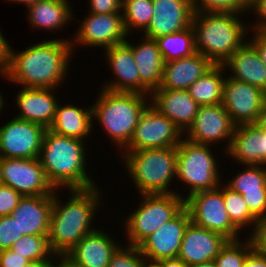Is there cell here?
Segmentation results:
<instances>
[{
    "label": "cell",
    "mask_w": 266,
    "mask_h": 267,
    "mask_svg": "<svg viewBox=\"0 0 266 267\" xmlns=\"http://www.w3.org/2000/svg\"><path fill=\"white\" fill-rule=\"evenodd\" d=\"M74 44L66 40H50L15 53L9 45L4 73L9 81L27 88H53L63 82Z\"/></svg>",
    "instance_id": "cell-1"
},
{
    "label": "cell",
    "mask_w": 266,
    "mask_h": 267,
    "mask_svg": "<svg viewBox=\"0 0 266 267\" xmlns=\"http://www.w3.org/2000/svg\"><path fill=\"white\" fill-rule=\"evenodd\" d=\"M72 197L60 205L53 194L48 242L55 255L67 254L83 237L93 232L91 222L99 203L98 188L70 189Z\"/></svg>",
    "instance_id": "cell-2"
},
{
    "label": "cell",
    "mask_w": 266,
    "mask_h": 267,
    "mask_svg": "<svg viewBox=\"0 0 266 267\" xmlns=\"http://www.w3.org/2000/svg\"><path fill=\"white\" fill-rule=\"evenodd\" d=\"M84 145L82 140L46 130L38 159L55 189L60 186L69 190L95 187L85 170Z\"/></svg>",
    "instance_id": "cell-3"
},
{
    "label": "cell",
    "mask_w": 266,
    "mask_h": 267,
    "mask_svg": "<svg viewBox=\"0 0 266 267\" xmlns=\"http://www.w3.org/2000/svg\"><path fill=\"white\" fill-rule=\"evenodd\" d=\"M237 15L218 12H194L193 14L195 49L214 65H222L246 43L243 42V38L247 29Z\"/></svg>",
    "instance_id": "cell-4"
},
{
    "label": "cell",
    "mask_w": 266,
    "mask_h": 267,
    "mask_svg": "<svg viewBox=\"0 0 266 267\" xmlns=\"http://www.w3.org/2000/svg\"><path fill=\"white\" fill-rule=\"evenodd\" d=\"M101 91L92 107L93 117L99 120L115 144L125 149L133 137L140 115L148 106L149 102H145L147 95Z\"/></svg>",
    "instance_id": "cell-5"
},
{
    "label": "cell",
    "mask_w": 266,
    "mask_h": 267,
    "mask_svg": "<svg viewBox=\"0 0 266 267\" xmlns=\"http://www.w3.org/2000/svg\"><path fill=\"white\" fill-rule=\"evenodd\" d=\"M127 172L141 194L176 193L168 189L176 176L177 147L143 149L122 153ZM169 190V191H168Z\"/></svg>",
    "instance_id": "cell-6"
},
{
    "label": "cell",
    "mask_w": 266,
    "mask_h": 267,
    "mask_svg": "<svg viewBox=\"0 0 266 267\" xmlns=\"http://www.w3.org/2000/svg\"><path fill=\"white\" fill-rule=\"evenodd\" d=\"M140 195L143 196L140 207L125 223L129 244L137 247L185 207V199L178 193Z\"/></svg>",
    "instance_id": "cell-7"
},
{
    "label": "cell",
    "mask_w": 266,
    "mask_h": 267,
    "mask_svg": "<svg viewBox=\"0 0 266 267\" xmlns=\"http://www.w3.org/2000/svg\"><path fill=\"white\" fill-rule=\"evenodd\" d=\"M208 145L182 139L177 146L176 178L191 187L187 196L220 186L218 166Z\"/></svg>",
    "instance_id": "cell-8"
},
{
    "label": "cell",
    "mask_w": 266,
    "mask_h": 267,
    "mask_svg": "<svg viewBox=\"0 0 266 267\" xmlns=\"http://www.w3.org/2000/svg\"><path fill=\"white\" fill-rule=\"evenodd\" d=\"M199 191L186 197L185 207L191 221L198 226L222 234L228 240H239L238 228L231 222L226 212L223 190Z\"/></svg>",
    "instance_id": "cell-9"
},
{
    "label": "cell",
    "mask_w": 266,
    "mask_h": 267,
    "mask_svg": "<svg viewBox=\"0 0 266 267\" xmlns=\"http://www.w3.org/2000/svg\"><path fill=\"white\" fill-rule=\"evenodd\" d=\"M0 183L23 197L53 195L56 190L38 158H0Z\"/></svg>",
    "instance_id": "cell-10"
},
{
    "label": "cell",
    "mask_w": 266,
    "mask_h": 267,
    "mask_svg": "<svg viewBox=\"0 0 266 267\" xmlns=\"http://www.w3.org/2000/svg\"><path fill=\"white\" fill-rule=\"evenodd\" d=\"M179 128L150 103L140 115L133 137L125 152L177 147L182 140Z\"/></svg>",
    "instance_id": "cell-11"
},
{
    "label": "cell",
    "mask_w": 266,
    "mask_h": 267,
    "mask_svg": "<svg viewBox=\"0 0 266 267\" xmlns=\"http://www.w3.org/2000/svg\"><path fill=\"white\" fill-rule=\"evenodd\" d=\"M46 128L13 118L0 127V158H38Z\"/></svg>",
    "instance_id": "cell-12"
},
{
    "label": "cell",
    "mask_w": 266,
    "mask_h": 267,
    "mask_svg": "<svg viewBox=\"0 0 266 267\" xmlns=\"http://www.w3.org/2000/svg\"><path fill=\"white\" fill-rule=\"evenodd\" d=\"M265 104L266 93L260 88L231 77L225 79L222 105L236 126L256 123Z\"/></svg>",
    "instance_id": "cell-13"
},
{
    "label": "cell",
    "mask_w": 266,
    "mask_h": 267,
    "mask_svg": "<svg viewBox=\"0 0 266 267\" xmlns=\"http://www.w3.org/2000/svg\"><path fill=\"white\" fill-rule=\"evenodd\" d=\"M190 222L189 211L184 207L138 246L151 266L159 260L178 257L184 231Z\"/></svg>",
    "instance_id": "cell-14"
},
{
    "label": "cell",
    "mask_w": 266,
    "mask_h": 267,
    "mask_svg": "<svg viewBox=\"0 0 266 267\" xmlns=\"http://www.w3.org/2000/svg\"><path fill=\"white\" fill-rule=\"evenodd\" d=\"M235 127L222 103L199 106L193 124L186 131L189 135L186 139L193 143L210 145L229 138L226 147L228 150Z\"/></svg>",
    "instance_id": "cell-15"
},
{
    "label": "cell",
    "mask_w": 266,
    "mask_h": 267,
    "mask_svg": "<svg viewBox=\"0 0 266 267\" xmlns=\"http://www.w3.org/2000/svg\"><path fill=\"white\" fill-rule=\"evenodd\" d=\"M75 41L80 44L104 47L126 41L127 31L124 26L122 13L95 14L85 17L80 29L78 28Z\"/></svg>",
    "instance_id": "cell-16"
},
{
    "label": "cell",
    "mask_w": 266,
    "mask_h": 267,
    "mask_svg": "<svg viewBox=\"0 0 266 267\" xmlns=\"http://www.w3.org/2000/svg\"><path fill=\"white\" fill-rule=\"evenodd\" d=\"M154 15L144 35L156 39L182 31L192 25L194 9L191 0H152Z\"/></svg>",
    "instance_id": "cell-17"
},
{
    "label": "cell",
    "mask_w": 266,
    "mask_h": 267,
    "mask_svg": "<svg viewBox=\"0 0 266 267\" xmlns=\"http://www.w3.org/2000/svg\"><path fill=\"white\" fill-rule=\"evenodd\" d=\"M227 241L222 234L191 221L184 231L178 258L188 266L214 260Z\"/></svg>",
    "instance_id": "cell-18"
},
{
    "label": "cell",
    "mask_w": 266,
    "mask_h": 267,
    "mask_svg": "<svg viewBox=\"0 0 266 267\" xmlns=\"http://www.w3.org/2000/svg\"><path fill=\"white\" fill-rule=\"evenodd\" d=\"M151 96V105L167 116L182 133L193 124L199 105L188 90L157 88L151 92Z\"/></svg>",
    "instance_id": "cell-19"
},
{
    "label": "cell",
    "mask_w": 266,
    "mask_h": 267,
    "mask_svg": "<svg viewBox=\"0 0 266 267\" xmlns=\"http://www.w3.org/2000/svg\"><path fill=\"white\" fill-rule=\"evenodd\" d=\"M53 195L22 197L10 216L23 235H48Z\"/></svg>",
    "instance_id": "cell-20"
},
{
    "label": "cell",
    "mask_w": 266,
    "mask_h": 267,
    "mask_svg": "<svg viewBox=\"0 0 266 267\" xmlns=\"http://www.w3.org/2000/svg\"><path fill=\"white\" fill-rule=\"evenodd\" d=\"M109 66L117 80L106 84L105 90L141 94V78L133 57L132 48L125 41L106 48Z\"/></svg>",
    "instance_id": "cell-21"
},
{
    "label": "cell",
    "mask_w": 266,
    "mask_h": 267,
    "mask_svg": "<svg viewBox=\"0 0 266 267\" xmlns=\"http://www.w3.org/2000/svg\"><path fill=\"white\" fill-rule=\"evenodd\" d=\"M226 154L237 159L241 164L266 165L265 132L255 123L235 127L231 144Z\"/></svg>",
    "instance_id": "cell-22"
},
{
    "label": "cell",
    "mask_w": 266,
    "mask_h": 267,
    "mask_svg": "<svg viewBox=\"0 0 266 267\" xmlns=\"http://www.w3.org/2000/svg\"><path fill=\"white\" fill-rule=\"evenodd\" d=\"M214 64L200 52L164 63L160 89L188 90Z\"/></svg>",
    "instance_id": "cell-23"
},
{
    "label": "cell",
    "mask_w": 266,
    "mask_h": 267,
    "mask_svg": "<svg viewBox=\"0 0 266 267\" xmlns=\"http://www.w3.org/2000/svg\"><path fill=\"white\" fill-rule=\"evenodd\" d=\"M52 89L24 87L19 91L16 100L21 112L16 118L37 123L49 129L58 104L51 92Z\"/></svg>",
    "instance_id": "cell-24"
},
{
    "label": "cell",
    "mask_w": 266,
    "mask_h": 267,
    "mask_svg": "<svg viewBox=\"0 0 266 267\" xmlns=\"http://www.w3.org/2000/svg\"><path fill=\"white\" fill-rule=\"evenodd\" d=\"M119 246L102 230H94L83 237L67 255L82 267H108L112 254Z\"/></svg>",
    "instance_id": "cell-25"
},
{
    "label": "cell",
    "mask_w": 266,
    "mask_h": 267,
    "mask_svg": "<svg viewBox=\"0 0 266 267\" xmlns=\"http://www.w3.org/2000/svg\"><path fill=\"white\" fill-rule=\"evenodd\" d=\"M139 45H130L141 78V94L146 95L160 87L164 70V59L155 39L144 37Z\"/></svg>",
    "instance_id": "cell-26"
},
{
    "label": "cell",
    "mask_w": 266,
    "mask_h": 267,
    "mask_svg": "<svg viewBox=\"0 0 266 267\" xmlns=\"http://www.w3.org/2000/svg\"><path fill=\"white\" fill-rule=\"evenodd\" d=\"M222 65L232 70L234 75L231 78L258 87L266 93V65L251 43L246 42L238 48Z\"/></svg>",
    "instance_id": "cell-27"
},
{
    "label": "cell",
    "mask_w": 266,
    "mask_h": 267,
    "mask_svg": "<svg viewBox=\"0 0 266 267\" xmlns=\"http://www.w3.org/2000/svg\"><path fill=\"white\" fill-rule=\"evenodd\" d=\"M92 118V107L89 110H84L69 104L61 106L58 103L55 117L49 130L58 135L84 141V137L91 132Z\"/></svg>",
    "instance_id": "cell-28"
},
{
    "label": "cell",
    "mask_w": 266,
    "mask_h": 267,
    "mask_svg": "<svg viewBox=\"0 0 266 267\" xmlns=\"http://www.w3.org/2000/svg\"><path fill=\"white\" fill-rule=\"evenodd\" d=\"M68 5V0H38L27 7V16L33 27L59 29L72 18Z\"/></svg>",
    "instance_id": "cell-29"
},
{
    "label": "cell",
    "mask_w": 266,
    "mask_h": 267,
    "mask_svg": "<svg viewBox=\"0 0 266 267\" xmlns=\"http://www.w3.org/2000/svg\"><path fill=\"white\" fill-rule=\"evenodd\" d=\"M224 68L223 65H214L188 88L190 96L199 106L222 103L225 79L221 72Z\"/></svg>",
    "instance_id": "cell-30"
},
{
    "label": "cell",
    "mask_w": 266,
    "mask_h": 267,
    "mask_svg": "<svg viewBox=\"0 0 266 267\" xmlns=\"http://www.w3.org/2000/svg\"><path fill=\"white\" fill-rule=\"evenodd\" d=\"M164 62L178 60L194 54L195 32L192 25L182 31L175 32L155 39Z\"/></svg>",
    "instance_id": "cell-31"
},
{
    "label": "cell",
    "mask_w": 266,
    "mask_h": 267,
    "mask_svg": "<svg viewBox=\"0 0 266 267\" xmlns=\"http://www.w3.org/2000/svg\"><path fill=\"white\" fill-rule=\"evenodd\" d=\"M223 199L226 212L229 215L231 222L239 229L249 223L254 226V232L250 236H254L258 230L260 222L250 213L246 201L243 196L227 186L223 188Z\"/></svg>",
    "instance_id": "cell-32"
},
{
    "label": "cell",
    "mask_w": 266,
    "mask_h": 267,
    "mask_svg": "<svg viewBox=\"0 0 266 267\" xmlns=\"http://www.w3.org/2000/svg\"><path fill=\"white\" fill-rule=\"evenodd\" d=\"M122 8L127 34L131 31V28H143L144 31L148 28L154 15L152 0H122Z\"/></svg>",
    "instance_id": "cell-33"
},
{
    "label": "cell",
    "mask_w": 266,
    "mask_h": 267,
    "mask_svg": "<svg viewBox=\"0 0 266 267\" xmlns=\"http://www.w3.org/2000/svg\"><path fill=\"white\" fill-rule=\"evenodd\" d=\"M10 249L29 261L50 259V255L57 256L49 246L48 235H24Z\"/></svg>",
    "instance_id": "cell-34"
},
{
    "label": "cell",
    "mask_w": 266,
    "mask_h": 267,
    "mask_svg": "<svg viewBox=\"0 0 266 267\" xmlns=\"http://www.w3.org/2000/svg\"><path fill=\"white\" fill-rule=\"evenodd\" d=\"M261 167L247 165L248 169L237 174L226 186L241 195L246 192L266 191V168Z\"/></svg>",
    "instance_id": "cell-35"
},
{
    "label": "cell",
    "mask_w": 266,
    "mask_h": 267,
    "mask_svg": "<svg viewBox=\"0 0 266 267\" xmlns=\"http://www.w3.org/2000/svg\"><path fill=\"white\" fill-rule=\"evenodd\" d=\"M243 244L240 240H228L215 257L216 267H243L246 256L256 247L253 236Z\"/></svg>",
    "instance_id": "cell-36"
},
{
    "label": "cell",
    "mask_w": 266,
    "mask_h": 267,
    "mask_svg": "<svg viewBox=\"0 0 266 267\" xmlns=\"http://www.w3.org/2000/svg\"><path fill=\"white\" fill-rule=\"evenodd\" d=\"M194 12L240 13L249 8L241 0H191Z\"/></svg>",
    "instance_id": "cell-37"
},
{
    "label": "cell",
    "mask_w": 266,
    "mask_h": 267,
    "mask_svg": "<svg viewBox=\"0 0 266 267\" xmlns=\"http://www.w3.org/2000/svg\"><path fill=\"white\" fill-rule=\"evenodd\" d=\"M128 248L124 249L118 247L110 258L108 267H151L146 262L139 247L128 245Z\"/></svg>",
    "instance_id": "cell-38"
},
{
    "label": "cell",
    "mask_w": 266,
    "mask_h": 267,
    "mask_svg": "<svg viewBox=\"0 0 266 267\" xmlns=\"http://www.w3.org/2000/svg\"><path fill=\"white\" fill-rule=\"evenodd\" d=\"M24 235L10 215L0 216V251L8 250Z\"/></svg>",
    "instance_id": "cell-39"
},
{
    "label": "cell",
    "mask_w": 266,
    "mask_h": 267,
    "mask_svg": "<svg viewBox=\"0 0 266 267\" xmlns=\"http://www.w3.org/2000/svg\"><path fill=\"white\" fill-rule=\"evenodd\" d=\"M250 213L259 221L266 220V191L242 194Z\"/></svg>",
    "instance_id": "cell-40"
},
{
    "label": "cell",
    "mask_w": 266,
    "mask_h": 267,
    "mask_svg": "<svg viewBox=\"0 0 266 267\" xmlns=\"http://www.w3.org/2000/svg\"><path fill=\"white\" fill-rule=\"evenodd\" d=\"M20 195L8 185L0 183V216H8L17 207L20 200Z\"/></svg>",
    "instance_id": "cell-41"
},
{
    "label": "cell",
    "mask_w": 266,
    "mask_h": 267,
    "mask_svg": "<svg viewBox=\"0 0 266 267\" xmlns=\"http://www.w3.org/2000/svg\"><path fill=\"white\" fill-rule=\"evenodd\" d=\"M89 6L95 14L121 13L122 0H90Z\"/></svg>",
    "instance_id": "cell-42"
},
{
    "label": "cell",
    "mask_w": 266,
    "mask_h": 267,
    "mask_svg": "<svg viewBox=\"0 0 266 267\" xmlns=\"http://www.w3.org/2000/svg\"><path fill=\"white\" fill-rule=\"evenodd\" d=\"M29 260L11 249L0 251V267H25Z\"/></svg>",
    "instance_id": "cell-43"
},
{
    "label": "cell",
    "mask_w": 266,
    "mask_h": 267,
    "mask_svg": "<svg viewBox=\"0 0 266 267\" xmlns=\"http://www.w3.org/2000/svg\"><path fill=\"white\" fill-rule=\"evenodd\" d=\"M255 9L254 13L259 14V18L262 19L256 25L252 26L255 31L266 32V0H256L249 9Z\"/></svg>",
    "instance_id": "cell-44"
},
{
    "label": "cell",
    "mask_w": 266,
    "mask_h": 267,
    "mask_svg": "<svg viewBox=\"0 0 266 267\" xmlns=\"http://www.w3.org/2000/svg\"><path fill=\"white\" fill-rule=\"evenodd\" d=\"M243 267H266V254L256 246L246 256Z\"/></svg>",
    "instance_id": "cell-45"
},
{
    "label": "cell",
    "mask_w": 266,
    "mask_h": 267,
    "mask_svg": "<svg viewBox=\"0 0 266 267\" xmlns=\"http://www.w3.org/2000/svg\"><path fill=\"white\" fill-rule=\"evenodd\" d=\"M254 37L249 41L258 51L262 62L266 65V32L253 31Z\"/></svg>",
    "instance_id": "cell-46"
},
{
    "label": "cell",
    "mask_w": 266,
    "mask_h": 267,
    "mask_svg": "<svg viewBox=\"0 0 266 267\" xmlns=\"http://www.w3.org/2000/svg\"><path fill=\"white\" fill-rule=\"evenodd\" d=\"M253 237L256 246L266 254V220L260 222L258 230Z\"/></svg>",
    "instance_id": "cell-47"
},
{
    "label": "cell",
    "mask_w": 266,
    "mask_h": 267,
    "mask_svg": "<svg viewBox=\"0 0 266 267\" xmlns=\"http://www.w3.org/2000/svg\"><path fill=\"white\" fill-rule=\"evenodd\" d=\"M8 51L9 43H7L0 30V72H2L3 76L7 67Z\"/></svg>",
    "instance_id": "cell-48"
},
{
    "label": "cell",
    "mask_w": 266,
    "mask_h": 267,
    "mask_svg": "<svg viewBox=\"0 0 266 267\" xmlns=\"http://www.w3.org/2000/svg\"><path fill=\"white\" fill-rule=\"evenodd\" d=\"M151 267H188V265L177 257L159 260Z\"/></svg>",
    "instance_id": "cell-49"
},
{
    "label": "cell",
    "mask_w": 266,
    "mask_h": 267,
    "mask_svg": "<svg viewBox=\"0 0 266 267\" xmlns=\"http://www.w3.org/2000/svg\"><path fill=\"white\" fill-rule=\"evenodd\" d=\"M61 258L58 263V265L51 263V267H82L81 265H78L71 257H69L67 254H58Z\"/></svg>",
    "instance_id": "cell-50"
},
{
    "label": "cell",
    "mask_w": 266,
    "mask_h": 267,
    "mask_svg": "<svg viewBox=\"0 0 266 267\" xmlns=\"http://www.w3.org/2000/svg\"><path fill=\"white\" fill-rule=\"evenodd\" d=\"M263 132L266 133V104L259 113L258 119L255 123Z\"/></svg>",
    "instance_id": "cell-51"
},
{
    "label": "cell",
    "mask_w": 266,
    "mask_h": 267,
    "mask_svg": "<svg viewBox=\"0 0 266 267\" xmlns=\"http://www.w3.org/2000/svg\"><path fill=\"white\" fill-rule=\"evenodd\" d=\"M52 261L49 259H41L37 261H29L25 267H51Z\"/></svg>",
    "instance_id": "cell-52"
},
{
    "label": "cell",
    "mask_w": 266,
    "mask_h": 267,
    "mask_svg": "<svg viewBox=\"0 0 266 267\" xmlns=\"http://www.w3.org/2000/svg\"><path fill=\"white\" fill-rule=\"evenodd\" d=\"M188 267H216V264L214 260H211V261L200 263V264L190 265Z\"/></svg>",
    "instance_id": "cell-53"
},
{
    "label": "cell",
    "mask_w": 266,
    "mask_h": 267,
    "mask_svg": "<svg viewBox=\"0 0 266 267\" xmlns=\"http://www.w3.org/2000/svg\"><path fill=\"white\" fill-rule=\"evenodd\" d=\"M9 1H13V2H18V3H25L27 5V7L35 2H37L38 0H9Z\"/></svg>",
    "instance_id": "cell-54"
},
{
    "label": "cell",
    "mask_w": 266,
    "mask_h": 267,
    "mask_svg": "<svg viewBox=\"0 0 266 267\" xmlns=\"http://www.w3.org/2000/svg\"><path fill=\"white\" fill-rule=\"evenodd\" d=\"M248 8L256 1V0H241Z\"/></svg>",
    "instance_id": "cell-55"
},
{
    "label": "cell",
    "mask_w": 266,
    "mask_h": 267,
    "mask_svg": "<svg viewBox=\"0 0 266 267\" xmlns=\"http://www.w3.org/2000/svg\"><path fill=\"white\" fill-rule=\"evenodd\" d=\"M1 95H2V94L0 93V110L3 109L2 107H3V104H4V102H3V98H2ZM0 112H1V111H0Z\"/></svg>",
    "instance_id": "cell-56"
}]
</instances>
